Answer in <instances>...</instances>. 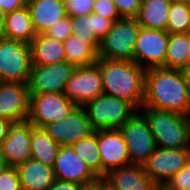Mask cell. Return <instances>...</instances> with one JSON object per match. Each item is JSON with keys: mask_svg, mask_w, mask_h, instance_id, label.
I'll use <instances>...</instances> for the list:
<instances>
[{"mask_svg": "<svg viewBox=\"0 0 190 190\" xmlns=\"http://www.w3.org/2000/svg\"><path fill=\"white\" fill-rule=\"evenodd\" d=\"M120 131L127 144L130 164L143 166L157 148L145 115L136 111Z\"/></svg>", "mask_w": 190, "mask_h": 190, "instance_id": "52a82bcc", "label": "cell"}, {"mask_svg": "<svg viewBox=\"0 0 190 190\" xmlns=\"http://www.w3.org/2000/svg\"><path fill=\"white\" fill-rule=\"evenodd\" d=\"M71 148L85 161L86 165L91 169V171L99 179H102V163L97 145V131H94L89 136L73 143Z\"/></svg>", "mask_w": 190, "mask_h": 190, "instance_id": "83f0119b", "label": "cell"}, {"mask_svg": "<svg viewBox=\"0 0 190 190\" xmlns=\"http://www.w3.org/2000/svg\"><path fill=\"white\" fill-rule=\"evenodd\" d=\"M6 15L7 14L0 8V36L5 26Z\"/></svg>", "mask_w": 190, "mask_h": 190, "instance_id": "60d3db41", "label": "cell"}, {"mask_svg": "<svg viewBox=\"0 0 190 190\" xmlns=\"http://www.w3.org/2000/svg\"><path fill=\"white\" fill-rule=\"evenodd\" d=\"M102 93V75L97 64L76 67L64 90V94L78 107H83Z\"/></svg>", "mask_w": 190, "mask_h": 190, "instance_id": "8fae6325", "label": "cell"}, {"mask_svg": "<svg viewBox=\"0 0 190 190\" xmlns=\"http://www.w3.org/2000/svg\"><path fill=\"white\" fill-rule=\"evenodd\" d=\"M31 70V45L0 36V81L28 84Z\"/></svg>", "mask_w": 190, "mask_h": 190, "instance_id": "8992f818", "label": "cell"}, {"mask_svg": "<svg viewBox=\"0 0 190 190\" xmlns=\"http://www.w3.org/2000/svg\"><path fill=\"white\" fill-rule=\"evenodd\" d=\"M141 26L136 18H121L100 41L98 58L134 61V49Z\"/></svg>", "mask_w": 190, "mask_h": 190, "instance_id": "5b68a950", "label": "cell"}, {"mask_svg": "<svg viewBox=\"0 0 190 190\" xmlns=\"http://www.w3.org/2000/svg\"><path fill=\"white\" fill-rule=\"evenodd\" d=\"M7 167H8L7 162L0 150V172L5 170Z\"/></svg>", "mask_w": 190, "mask_h": 190, "instance_id": "b9f144b4", "label": "cell"}, {"mask_svg": "<svg viewBox=\"0 0 190 190\" xmlns=\"http://www.w3.org/2000/svg\"><path fill=\"white\" fill-rule=\"evenodd\" d=\"M83 108L94 131L120 130L137 111L129 102L105 93L86 103Z\"/></svg>", "mask_w": 190, "mask_h": 190, "instance_id": "277c9868", "label": "cell"}, {"mask_svg": "<svg viewBox=\"0 0 190 190\" xmlns=\"http://www.w3.org/2000/svg\"><path fill=\"white\" fill-rule=\"evenodd\" d=\"M77 106L64 93H30L28 120L38 128L66 118Z\"/></svg>", "mask_w": 190, "mask_h": 190, "instance_id": "ba28073f", "label": "cell"}, {"mask_svg": "<svg viewBox=\"0 0 190 190\" xmlns=\"http://www.w3.org/2000/svg\"><path fill=\"white\" fill-rule=\"evenodd\" d=\"M65 59L75 67L97 63L98 51L85 40L70 35L63 41Z\"/></svg>", "mask_w": 190, "mask_h": 190, "instance_id": "d4e9b609", "label": "cell"}, {"mask_svg": "<svg viewBox=\"0 0 190 190\" xmlns=\"http://www.w3.org/2000/svg\"><path fill=\"white\" fill-rule=\"evenodd\" d=\"M29 106L28 84L0 81V117L11 122L27 120Z\"/></svg>", "mask_w": 190, "mask_h": 190, "instance_id": "e0dca14e", "label": "cell"}, {"mask_svg": "<svg viewBox=\"0 0 190 190\" xmlns=\"http://www.w3.org/2000/svg\"><path fill=\"white\" fill-rule=\"evenodd\" d=\"M188 35V41H189V50H190V31L187 33ZM190 53V52H189Z\"/></svg>", "mask_w": 190, "mask_h": 190, "instance_id": "f6af8a7d", "label": "cell"}, {"mask_svg": "<svg viewBox=\"0 0 190 190\" xmlns=\"http://www.w3.org/2000/svg\"><path fill=\"white\" fill-rule=\"evenodd\" d=\"M157 147L190 148V116L161 109L142 107Z\"/></svg>", "mask_w": 190, "mask_h": 190, "instance_id": "3957f363", "label": "cell"}, {"mask_svg": "<svg viewBox=\"0 0 190 190\" xmlns=\"http://www.w3.org/2000/svg\"><path fill=\"white\" fill-rule=\"evenodd\" d=\"M23 1H24L25 4H27V3H29V2H31L33 0H23Z\"/></svg>", "mask_w": 190, "mask_h": 190, "instance_id": "bcb514c9", "label": "cell"}, {"mask_svg": "<svg viewBox=\"0 0 190 190\" xmlns=\"http://www.w3.org/2000/svg\"><path fill=\"white\" fill-rule=\"evenodd\" d=\"M35 126L27 119L13 122L0 150L7 165L17 167L31 158V136Z\"/></svg>", "mask_w": 190, "mask_h": 190, "instance_id": "5bb4252c", "label": "cell"}, {"mask_svg": "<svg viewBox=\"0 0 190 190\" xmlns=\"http://www.w3.org/2000/svg\"><path fill=\"white\" fill-rule=\"evenodd\" d=\"M26 4L23 0H0V8L7 14L21 9Z\"/></svg>", "mask_w": 190, "mask_h": 190, "instance_id": "d590c367", "label": "cell"}, {"mask_svg": "<svg viewBox=\"0 0 190 190\" xmlns=\"http://www.w3.org/2000/svg\"><path fill=\"white\" fill-rule=\"evenodd\" d=\"M81 190H101V179L93 184L83 186Z\"/></svg>", "mask_w": 190, "mask_h": 190, "instance_id": "ab89813d", "label": "cell"}, {"mask_svg": "<svg viewBox=\"0 0 190 190\" xmlns=\"http://www.w3.org/2000/svg\"><path fill=\"white\" fill-rule=\"evenodd\" d=\"M32 65H52L65 59L63 41L45 34H38L32 40Z\"/></svg>", "mask_w": 190, "mask_h": 190, "instance_id": "603a6c76", "label": "cell"}, {"mask_svg": "<svg viewBox=\"0 0 190 190\" xmlns=\"http://www.w3.org/2000/svg\"><path fill=\"white\" fill-rule=\"evenodd\" d=\"M53 170L56 179L82 186L93 184L99 180L71 146H60Z\"/></svg>", "mask_w": 190, "mask_h": 190, "instance_id": "9a60e30c", "label": "cell"}, {"mask_svg": "<svg viewBox=\"0 0 190 190\" xmlns=\"http://www.w3.org/2000/svg\"><path fill=\"white\" fill-rule=\"evenodd\" d=\"M12 123L13 122H11L10 120L0 117V147L2 142L6 139L10 125Z\"/></svg>", "mask_w": 190, "mask_h": 190, "instance_id": "74e56055", "label": "cell"}, {"mask_svg": "<svg viewBox=\"0 0 190 190\" xmlns=\"http://www.w3.org/2000/svg\"><path fill=\"white\" fill-rule=\"evenodd\" d=\"M171 2H184V3H190V0H170Z\"/></svg>", "mask_w": 190, "mask_h": 190, "instance_id": "ee69618b", "label": "cell"}, {"mask_svg": "<svg viewBox=\"0 0 190 190\" xmlns=\"http://www.w3.org/2000/svg\"><path fill=\"white\" fill-rule=\"evenodd\" d=\"M97 145L101 156L102 178L111 170L130 164L127 144L120 130H97Z\"/></svg>", "mask_w": 190, "mask_h": 190, "instance_id": "2e32d148", "label": "cell"}, {"mask_svg": "<svg viewBox=\"0 0 190 190\" xmlns=\"http://www.w3.org/2000/svg\"><path fill=\"white\" fill-rule=\"evenodd\" d=\"M102 180L112 190H161L141 165L129 164L108 172Z\"/></svg>", "mask_w": 190, "mask_h": 190, "instance_id": "ac0fdd59", "label": "cell"}, {"mask_svg": "<svg viewBox=\"0 0 190 190\" xmlns=\"http://www.w3.org/2000/svg\"><path fill=\"white\" fill-rule=\"evenodd\" d=\"M0 190H22L16 167L8 166L0 172Z\"/></svg>", "mask_w": 190, "mask_h": 190, "instance_id": "1f68e13d", "label": "cell"}, {"mask_svg": "<svg viewBox=\"0 0 190 190\" xmlns=\"http://www.w3.org/2000/svg\"><path fill=\"white\" fill-rule=\"evenodd\" d=\"M92 12L111 19L113 22L121 19L116 5L112 0H95Z\"/></svg>", "mask_w": 190, "mask_h": 190, "instance_id": "d6a6232c", "label": "cell"}, {"mask_svg": "<svg viewBox=\"0 0 190 190\" xmlns=\"http://www.w3.org/2000/svg\"><path fill=\"white\" fill-rule=\"evenodd\" d=\"M43 128L59 146H71L94 132L85 109L78 106L66 118Z\"/></svg>", "mask_w": 190, "mask_h": 190, "instance_id": "4fadbf2b", "label": "cell"}, {"mask_svg": "<svg viewBox=\"0 0 190 190\" xmlns=\"http://www.w3.org/2000/svg\"><path fill=\"white\" fill-rule=\"evenodd\" d=\"M94 1L95 0H64L67 16L90 15Z\"/></svg>", "mask_w": 190, "mask_h": 190, "instance_id": "4dcf8cb0", "label": "cell"}, {"mask_svg": "<svg viewBox=\"0 0 190 190\" xmlns=\"http://www.w3.org/2000/svg\"><path fill=\"white\" fill-rule=\"evenodd\" d=\"M182 75L185 81V84L188 88L189 94H190V65L184 69L181 70Z\"/></svg>", "mask_w": 190, "mask_h": 190, "instance_id": "f35d334b", "label": "cell"}, {"mask_svg": "<svg viewBox=\"0 0 190 190\" xmlns=\"http://www.w3.org/2000/svg\"><path fill=\"white\" fill-rule=\"evenodd\" d=\"M166 31L169 34L190 31V3L171 2Z\"/></svg>", "mask_w": 190, "mask_h": 190, "instance_id": "f1b7e54d", "label": "cell"}, {"mask_svg": "<svg viewBox=\"0 0 190 190\" xmlns=\"http://www.w3.org/2000/svg\"><path fill=\"white\" fill-rule=\"evenodd\" d=\"M169 33L165 30L141 27L134 49V62L145 71L165 67Z\"/></svg>", "mask_w": 190, "mask_h": 190, "instance_id": "9c48e42d", "label": "cell"}, {"mask_svg": "<svg viewBox=\"0 0 190 190\" xmlns=\"http://www.w3.org/2000/svg\"><path fill=\"white\" fill-rule=\"evenodd\" d=\"M16 168L22 190H48L56 179L53 167L32 158Z\"/></svg>", "mask_w": 190, "mask_h": 190, "instance_id": "44dd1931", "label": "cell"}, {"mask_svg": "<svg viewBox=\"0 0 190 190\" xmlns=\"http://www.w3.org/2000/svg\"><path fill=\"white\" fill-rule=\"evenodd\" d=\"M161 190H190V162L171 177Z\"/></svg>", "mask_w": 190, "mask_h": 190, "instance_id": "f546056e", "label": "cell"}, {"mask_svg": "<svg viewBox=\"0 0 190 190\" xmlns=\"http://www.w3.org/2000/svg\"><path fill=\"white\" fill-rule=\"evenodd\" d=\"M60 146L44 128L34 127L31 136V158L43 164L54 166Z\"/></svg>", "mask_w": 190, "mask_h": 190, "instance_id": "484cf974", "label": "cell"}, {"mask_svg": "<svg viewBox=\"0 0 190 190\" xmlns=\"http://www.w3.org/2000/svg\"><path fill=\"white\" fill-rule=\"evenodd\" d=\"M121 18H136L141 0H112Z\"/></svg>", "mask_w": 190, "mask_h": 190, "instance_id": "e575fe53", "label": "cell"}, {"mask_svg": "<svg viewBox=\"0 0 190 190\" xmlns=\"http://www.w3.org/2000/svg\"><path fill=\"white\" fill-rule=\"evenodd\" d=\"M142 107L190 116V94L182 71L165 67L146 70Z\"/></svg>", "mask_w": 190, "mask_h": 190, "instance_id": "6da1fadb", "label": "cell"}, {"mask_svg": "<svg viewBox=\"0 0 190 190\" xmlns=\"http://www.w3.org/2000/svg\"><path fill=\"white\" fill-rule=\"evenodd\" d=\"M1 36L28 44L32 43L36 33L27 6L15 10L14 12L7 13L5 26Z\"/></svg>", "mask_w": 190, "mask_h": 190, "instance_id": "7402d4cb", "label": "cell"}, {"mask_svg": "<svg viewBox=\"0 0 190 190\" xmlns=\"http://www.w3.org/2000/svg\"><path fill=\"white\" fill-rule=\"evenodd\" d=\"M103 93L129 102L137 111L143 106L145 70L134 61L98 58Z\"/></svg>", "mask_w": 190, "mask_h": 190, "instance_id": "7a4b0ae2", "label": "cell"}, {"mask_svg": "<svg viewBox=\"0 0 190 190\" xmlns=\"http://www.w3.org/2000/svg\"><path fill=\"white\" fill-rule=\"evenodd\" d=\"M71 18L72 35L90 43L97 51L100 41L110 31L112 24L111 19L104 18L101 15L91 13L90 15L73 16Z\"/></svg>", "mask_w": 190, "mask_h": 190, "instance_id": "d6986e66", "label": "cell"}, {"mask_svg": "<svg viewBox=\"0 0 190 190\" xmlns=\"http://www.w3.org/2000/svg\"><path fill=\"white\" fill-rule=\"evenodd\" d=\"M187 33L169 34L165 68L182 70L190 65Z\"/></svg>", "mask_w": 190, "mask_h": 190, "instance_id": "4316f807", "label": "cell"}, {"mask_svg": "<svg viewBox=\"0 0 190 190\" xmlns=\"http://www.w3.org/2000/svg\"><path fill=\"white\" fill-rule=\"evenodd\" d=\"M83 186L77 183L55 179L54 183L48 190H81Z\"/></svg>", "mask_w": 190, "mask_h": 190, "instance_id": "8d00e7d4", "label": "cell"}, {"mask_svg": "<svg viewBox=\"0 0 190 190\" xmlns=\"http://www.w3.org/2000/svg\"><path fill=\"white\" fill-rule=\"evenodd\" d=\"M36 35L56 25V22L67 17L64 0H33L26 4Z\"/></svg>", "mask_w": 190, "mask_h": 190, "instance_id": "ffe728a7", "label": "cell"}, {"mask_svg": "<svg viewBox=\"0 0 190 190\" xmlns=\"http://www.w3.org/2000/svg\"><path fill=\"white\" fill-rule=\"evenodd\" d=\"M101 190H112L107 185H105L104 181L101 179Z\"/></svg>", "mask_w": 190, "mask_h": 190, "instance_id": "7bdbcfd3", "label": "cell"}, {"mask_svg": "<svg viewBox=\"0 0 190 190\" xmlns=\"http://www.w3.org/2000/svg\"><path fill=\"white\" fill-rule=\"evenodd\" d=\"M190 162V148L157 147L143 165L147 175L163 187L181 168Z\"/></svg>", "mask_w": 190, "mask_h": 190, "instance_id": "30bf717a", "label": "cell"}, {"mask_svg": "<svg viewBox=\"0 0 190 190\" xmlns=\"http://www.w3.org/2000/svg\"><path fill=\"white\" fill-rule=\"evenodd\" d=\"M45 35L59 41H64L67 37L72 35L71 18L67 16L56 22V25H52V27L45 32Z\"/></svg>", "mask_w": 190, "mask_h": 190, "instance_id": "836d02e7", "label": "cell"}, {"mask_svg": "<svg viewBox=\"0 0 190 190\" xmlns=\"http://www.w3.org/2000/svg\"><path fill=\"white\" fill-rule=\"evenodd\" d=\"M170 4V0H141L138 23L143 28L166 31Z\"/></svg>", "mask_w": 190, "mask_h": 190, "instance_id": "cb8c5ba5", "label": "cell"}, {"mask_svg": "<svg viewBox=\"0 0 190 190\" xmlns=\"http://www.w3.org/2000/svg\"><path fill=\"white\" fill-rule=\"evenodd\" d=\"M75 68L66 60L52 65H32L28 82L30 93H64Z\"/></svg>", "mask_w": 190, "mask_h": 190, "instance_id": "7c38bea8", "label": "cell"}]
</instances>
